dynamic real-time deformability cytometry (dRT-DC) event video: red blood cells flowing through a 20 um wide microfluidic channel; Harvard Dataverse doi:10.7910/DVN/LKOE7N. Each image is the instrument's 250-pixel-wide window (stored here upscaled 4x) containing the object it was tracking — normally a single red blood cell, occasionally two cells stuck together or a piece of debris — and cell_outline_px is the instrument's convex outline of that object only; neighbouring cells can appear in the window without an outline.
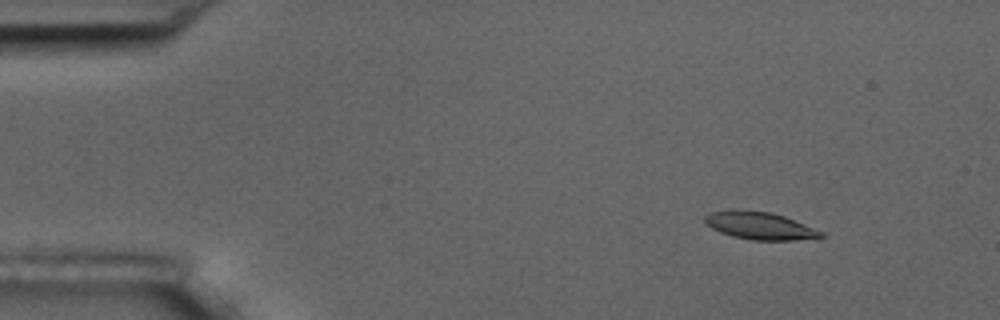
{"species": "common noctule bat (a hibernating species)", "species_latin": "Nyctalus noctula", "temperature_condition": "room temperature", "stored_images_in_passage": 3, "camera_frame_rate_fps": 3000, "um_per_image_px": 0.085, "animal": {"sex": "male", "body_mass_g": 17.5, "forearm_length_mm": 52.3}, "frame": {"image": 1, "passage_image": 1, "time_ms": 0.0, "image_size_px": [1000, 320], "cell_outline_px": [[824, 236], [796, 240], [752, 240], [732, 236], [720, 232], [712, 228], [704, 220], [704, 216], [708, 212], [772, 212], [784, 216], [824, 232]], "centroid_in_image_um": [64.62, 19.22], "position_along_channel_um": 20.4, "area_um2": 17.86}}
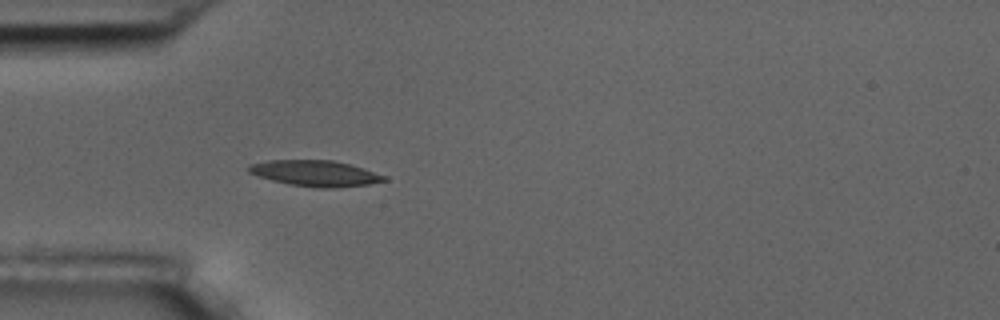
{"frame": {"image": 2, "passage_image": 3, "time_ms": 3.333, "image_size_px": [1000, 320], "cell_outline_px": [[388, 180], [368, 184], [332, 188], [320, 188], [288, 184], [272, 180], [248, 172], [248, 164], [268, 160], [332, 160], [348, 164], [388, 176]], "centroid_in_image_um": [26.79, 14.73], "position_along_channel_um": 58.2, "area_um2": 20.29}}